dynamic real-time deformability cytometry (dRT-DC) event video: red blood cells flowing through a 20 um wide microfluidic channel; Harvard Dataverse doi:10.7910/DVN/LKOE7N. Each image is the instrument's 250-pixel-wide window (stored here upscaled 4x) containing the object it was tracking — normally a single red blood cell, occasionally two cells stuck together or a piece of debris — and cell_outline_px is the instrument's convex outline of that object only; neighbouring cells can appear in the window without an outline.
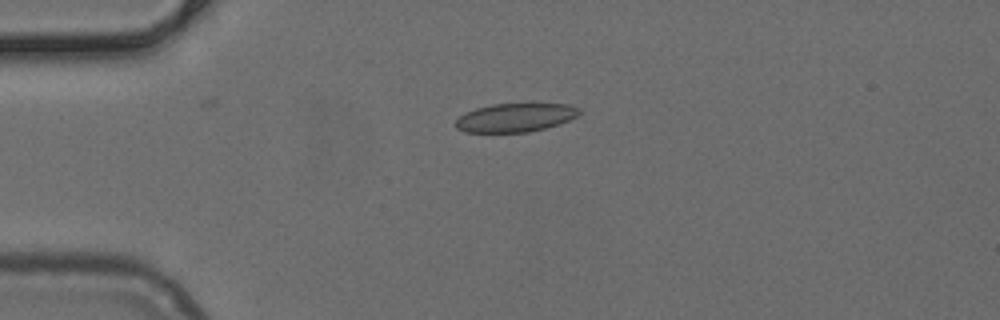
{"species": "common noctule bat (a hibernating species)", "species_latin": "Nyctalus noctula", "temperature_condition": "cold", "stored_images_in_passage": 40, "camera_frame_rate_fps": 3000, "um_per_image_px": 0.085, "animal": {"sex": "female", "body_mass_g": 24.6, "forearm_length_mm": 56.2}, "frame": {"image": 1, "passage_image": 1, "time_ms": 0.0, "image_size_px": [1000, 320], "cell_outline_px": [[580, 112], [576, 116], [568, 120], [544, 128], [528, 132], [464, 132], [456, 128], [452, 124], [460, 116], [476, 108], [492, 104], [568, 104], [580, 108]], "centroid_in_image_um": [43.76, 9.99], "position_along_channel_um": 41.2, "area_um2": 20.4}}
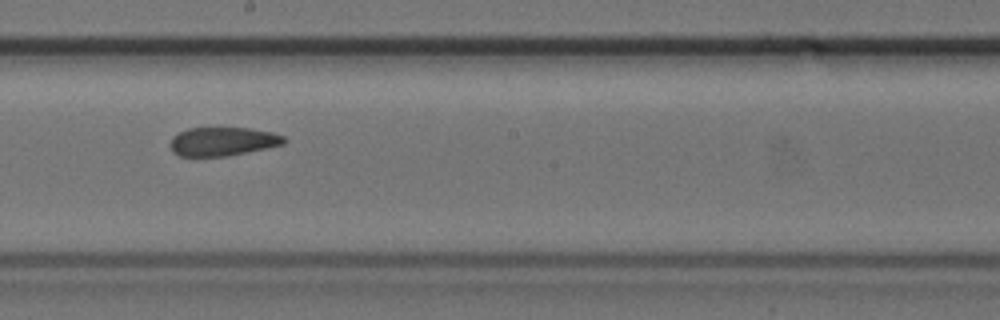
{"frame": {"image": 2, "passage_image": 17, "time_ms": 5.333, "image_size_px": [1000, 320], "cell_outline_px": [[288, 140], [284, 144], [228, 156], [180, 156], [172, 152], [168, 144], [172, 136], [188, 128], [248, 128], [272, 132], [284, 136]], "centroid_in_image_um": [18.91, 12.02], "position_along_channel_um": 229.3, "area_um2": 19.13}}
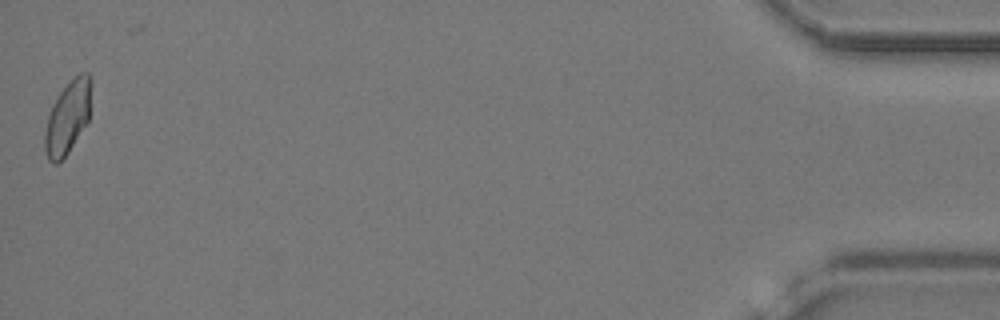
{"frame": {"image": 3, "passage_image": 39, "time_ms": 12.667, "image_size_px": [1000, 320], "cell_outline_px": [[92, 84], [88, 120], [68, 152], [56, 164], [52, 164], [48, 160], [44, 148], [44, 132], [48, 116], [52, 104], [60, 92], [80, 72], [88, 72], [92, 76]], "centroid_in_image_um": [5.75, 9.96], "position_along_channel_um": 429.4, "area_um2": 19.59}}